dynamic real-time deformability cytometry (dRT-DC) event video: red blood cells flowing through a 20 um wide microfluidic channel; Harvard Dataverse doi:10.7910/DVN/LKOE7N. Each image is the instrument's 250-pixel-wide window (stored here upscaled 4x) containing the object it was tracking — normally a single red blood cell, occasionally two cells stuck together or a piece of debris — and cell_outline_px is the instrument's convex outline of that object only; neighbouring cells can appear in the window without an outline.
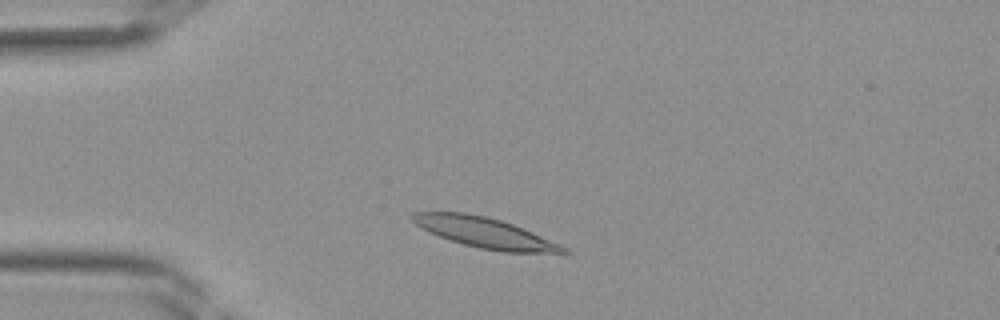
{"species": "Egyptian fruit bat (a non-hibernating species)", "species_latin": "Rousettus aegyptiacus", "temperature_condition": "room temperature", "stored_images_in_passage": 35, "camera_frame_rate_fps": 3000, "um_per_image_px": 0.085, "frame": {"image": 1, "passage_image": 4, "time_ms": 1.0, "image_size_px": [1000, 320], "cell_outline_px": [[572, 252], [500, 252], [480, 248], [464, 244], [440, 236], [416, 224], [408, 216], [412, 212], [464, 212], [484, 216], [500, 220], [512, 224], [560, 244], [568, 248]], "centroid_in_image_um": [41.2, 19.77], "position_along_channel_um": 43.8, "area_um2": 26.07}}
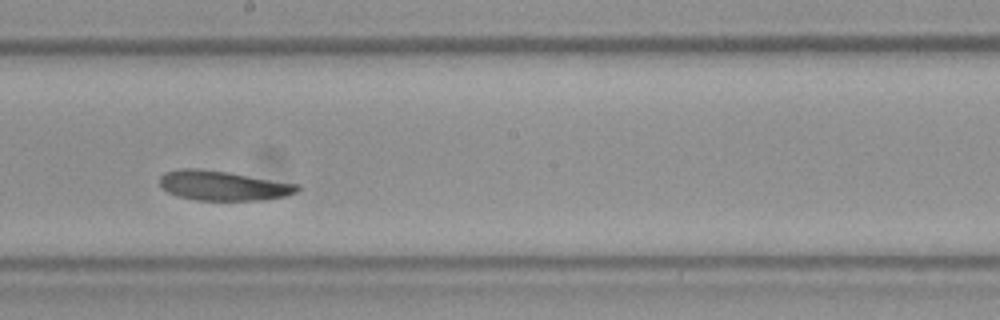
{"frame": {"image": 2, "passage_image": 17, "time_ms": 5.333, "image_size_px": [1000, 320], "cell_outline_px": [[300, 192], [288, 196], [264, 200], [196, 200], [180, 196], [168, 192], [160, 184], [160, 176], [164, 172], [180, 168], [200, 168], [228, 172], [300, 184]], "centroid_in_image_um": [19.02, 15.77], "position_along_channel_um": 229.2, "area_um2": 24.04}}
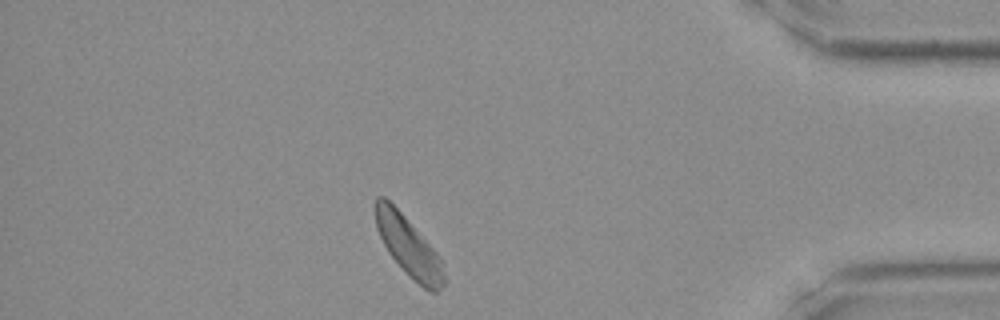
{"frame": {"image": 3, "passage_image": 30, "time_ms": 9.667, "image_size_px": [1000, 320], "cell_outline_px": [[448, 280], [436, 292], [432, 292], [424, 288], [412, 280], [408, 276], [388, 252], [376, 228], [372, 204], [376, 196], [384, 196], [404, 216], [436, 252], [444, 264]], "centroid_in_image_um": [34.72, 20.96], "position_along_channel_um": 400.5, "area_um2": 24.1}}